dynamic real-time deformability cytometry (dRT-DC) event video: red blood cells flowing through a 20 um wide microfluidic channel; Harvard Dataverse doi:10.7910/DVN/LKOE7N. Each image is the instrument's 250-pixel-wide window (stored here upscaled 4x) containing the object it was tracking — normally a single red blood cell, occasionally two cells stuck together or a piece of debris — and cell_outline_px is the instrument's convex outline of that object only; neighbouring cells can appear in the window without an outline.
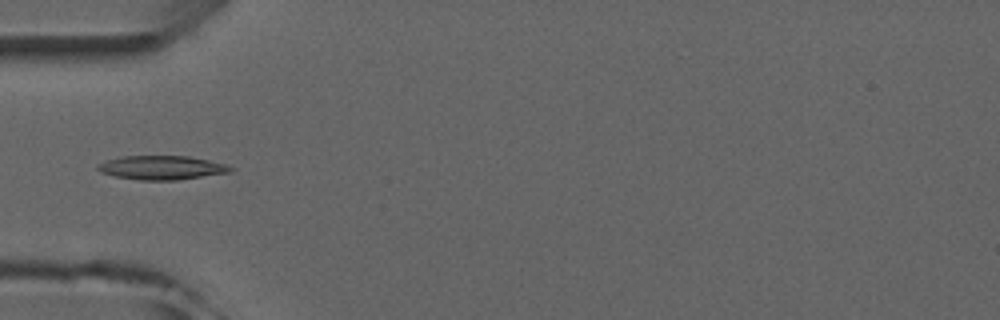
{"species": "common noctule bat (a hibernating species)", "species_latin": "Nyctalus noctula", "temperature_condition": "room temperature", "stored_images_in_passage": 5, "camera_frame_rate_fps": 3000, "um_per_image_px": 0.085, "animal": {"sex": "male", "forearm_length_mm": 52.5}, "frame": {"image": 1, "passage_image": 4, "time_ms": 4.333, "image_size_px": [1000, 320], "cell_outline_px": [[236, 168], [232, 172], [176, 180], [140, 180], [116, 176], [100, 172], [96, 168], [96, 164], [104, 160], [120, 156], [188, 156], [228, 164]], "centroid_in_image_um": [13.75, 14.24], "position_along_channel_um": 71.3, "area_um2": 18.73}}
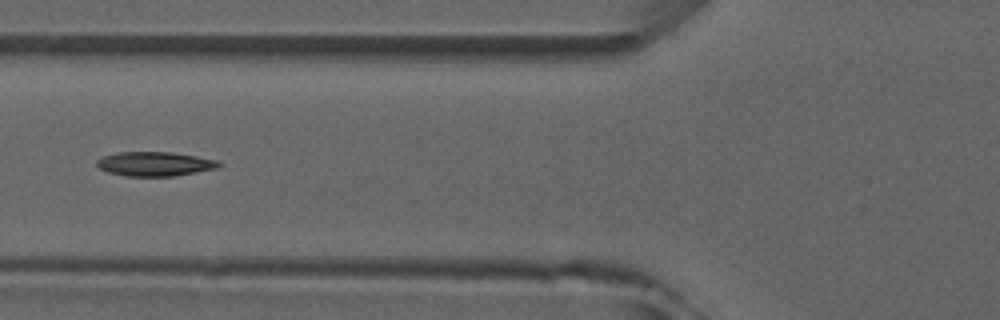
{"frame": {"image": 2, "passage_image": 5, "time_ms": 5.333, "image_size_px": [1000, 320], "cell_outline_px": [[224, 164], [220, 168], [172, 176], [128, 176], [108, 172], [100, 168], [96, 164], [96, 160], [104, 156], [120, 152], [168, 152], [196, 156], [216, 160]], "centroid_in_image_um": [13.19, 13.93], "position_along_channel_um": 112.6, "area_um2": 17.17}}